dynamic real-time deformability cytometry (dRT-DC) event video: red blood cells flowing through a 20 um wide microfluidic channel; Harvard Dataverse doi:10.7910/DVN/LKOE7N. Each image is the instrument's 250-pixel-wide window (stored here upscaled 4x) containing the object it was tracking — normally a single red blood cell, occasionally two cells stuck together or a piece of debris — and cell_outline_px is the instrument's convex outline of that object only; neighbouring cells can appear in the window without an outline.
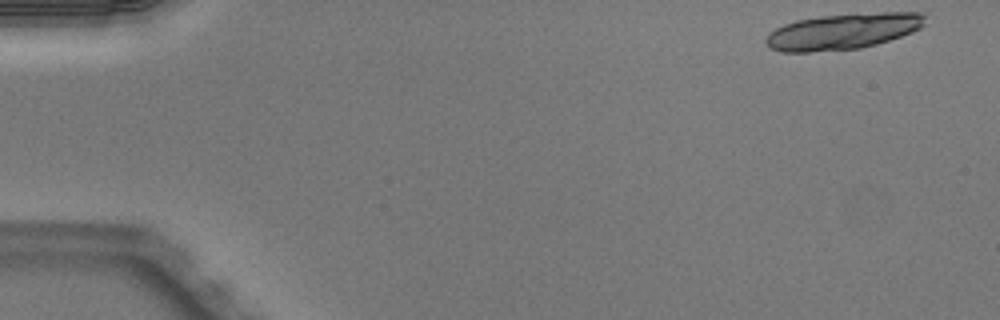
{"species": "Egyptian fruit bat (a non-hibernating species)", "species_latin": "Rousettus aegyptiacus", "temperature_condition": "warm", "stored_images_in_passage": 16, "camera_frame_rate_fps": 3000, "um_per_image_px": 0.085, "animal": {"sex": "male"}, "frame": {"image": 1, "passage_image": 1, "time_ms": 0.0, "image_size_px": [1000, 320], "cell_outline_px": [[924, 24], [920, 28], [912, 32], [876, 44], [860, 48], [812, 52], [780, 52], [768, 48], [764, 40], [768, 32], [784, 24], [796, 20], [820, 16], [880, 12], [924, 12]], "centroid_in_image_um": [71.59, 2.67], "position_along_channel_um": 13.4, "area_um2": 33.47}}